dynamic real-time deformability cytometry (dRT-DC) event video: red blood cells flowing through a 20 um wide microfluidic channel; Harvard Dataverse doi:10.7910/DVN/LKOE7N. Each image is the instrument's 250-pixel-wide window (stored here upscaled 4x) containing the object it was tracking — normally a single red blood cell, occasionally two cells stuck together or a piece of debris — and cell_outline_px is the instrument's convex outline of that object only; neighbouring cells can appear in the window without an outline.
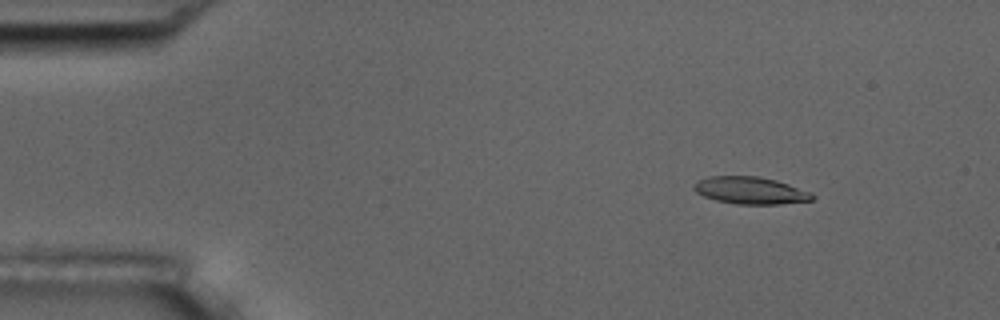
{"species": "common noctule bat (a hibernating species)", "species_latin": "Nyctalus noctula", "temperature_condition": "room temperature", "stored_images_in_passage": 9, "camera_frame_rate_fps": 3000, "um_per_image_px": 0.085, "animal": {"sex": "male", "body_mass_g": 17.5, "forearm_length_mm": 52.3}, "frame": {"image": 1, "passage_image": 1, "time_ms": 0.0, "image_size_px": [1000, 320], "cell_outline_px": [[816, 196], [812, 200], [780, 204], [736, 204], [716, 200], [704, 196], [696, 192], [692, 188], [700, 180], [708, 176], [760, 176], [776, 180], [812, 192]], "centroid_in_image_um": [63.82, 16.19], "position_along_channel_um": 21.2, "area_um2": 18.73}}
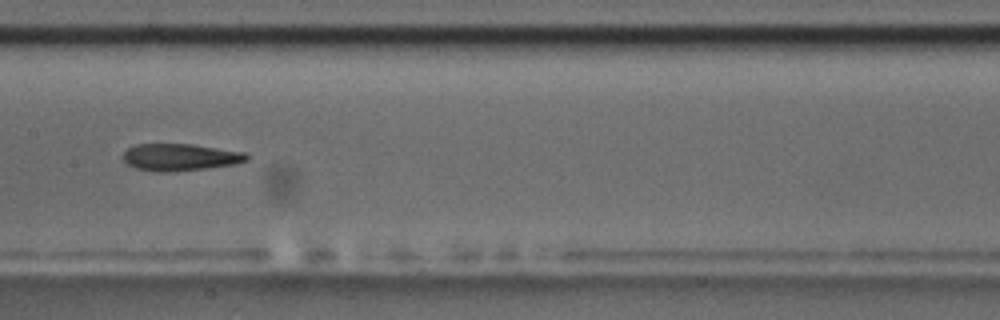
{"frame": {"image": 2, "passage_image": 7, "time_ms": 7.0, "image_size_px": [1000, 320], "cell_outline_px": [[248, 160], [232, 164], [176, 172], [156, 172], [136, 168], [128, 164], [124, 160], [124, 152], [128, 148], [136, 144], [192, 144], [248, 152]], "centroid_in_image_um": [15.32, 13.36], "position_along_channel_um": 192.1, "area_um2": 19.48}}
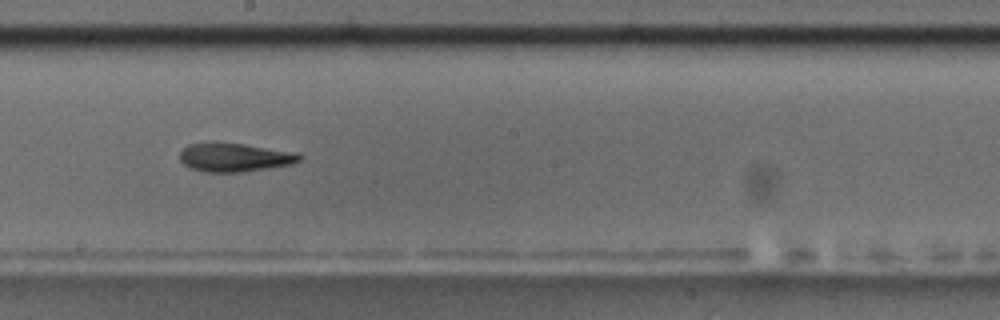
{"frame": {"image": 3, "passage_image": 8, "time_ms": 8.0, "image_size_px": [1000, 320], "cell_outline_px": [[304, 156], [300, 160], [292, 164], [244, 172], [204, 172], [192, 168], [184, 164], [180, 160], [180, 152], [188, 144], [216, 140], [244, 144], [296, 152]], "centroid_in_image_um": [19.93, 13.35], "position_along_channel_um": 228.3, "area_um2": 20.4}}